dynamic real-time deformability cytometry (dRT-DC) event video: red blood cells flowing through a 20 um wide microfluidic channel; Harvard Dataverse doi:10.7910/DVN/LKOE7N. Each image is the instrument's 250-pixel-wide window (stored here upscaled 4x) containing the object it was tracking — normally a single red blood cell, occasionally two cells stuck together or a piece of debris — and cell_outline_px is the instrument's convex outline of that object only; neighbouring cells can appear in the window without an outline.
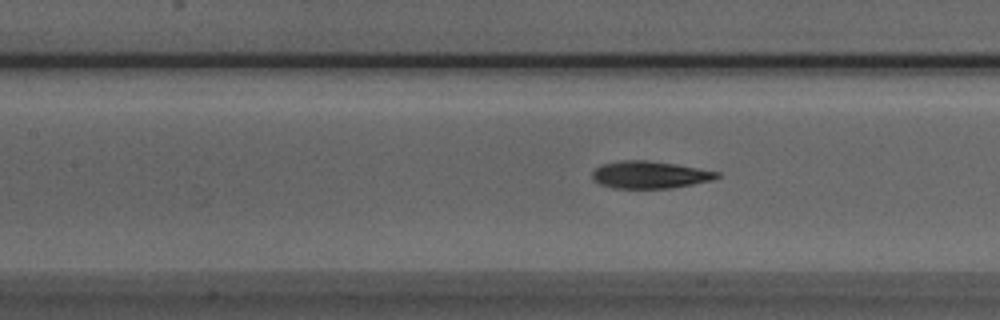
{"species": "Egyptian fruit bat (a non-hibernating species)", "species_latin": "Rousettus aegyptiacus", "temperature_condition": "room temperature", "stored_images_in_passage": 8, "camera_frame_rate_fps": 3000, "um_per_image_px": 0.085, "animal": {"sex": "male"}, "frame": {"image": 1, "passage_image": 8, "time_ms": 2.333, "image_size_px": [1000, 320], "cell_outline_px": [[720, 176], [712, 180], [672, 188], [612, 188], [600, 184], [592, 180], [592, 172], [596, 168], [604, 164], [624, 160], [644, 160], [676, 164], [720, 172]], "centroid_in_image_um": [55.23, 14.86], "position_along_channel_um": 152.2, "area_um2": 19.71}}